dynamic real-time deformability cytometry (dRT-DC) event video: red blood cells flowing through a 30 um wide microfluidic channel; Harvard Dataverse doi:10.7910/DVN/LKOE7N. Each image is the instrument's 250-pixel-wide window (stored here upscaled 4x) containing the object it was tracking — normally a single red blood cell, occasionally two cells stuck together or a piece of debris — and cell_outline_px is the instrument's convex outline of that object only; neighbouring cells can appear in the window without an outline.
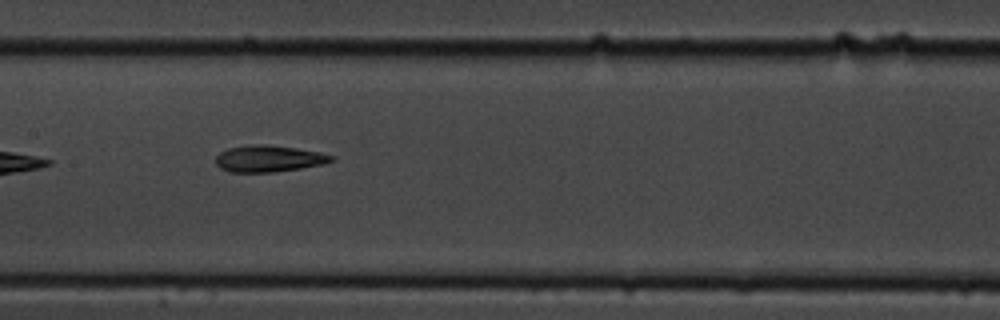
{"species": "common noctule bat (a hibernating species)", "species_latin": "Nyctalus noctula", "temperature_condition": "cold", "stored_images_in_passage": 14, "camera_frame_rate_fps": 3000, "um_per_image_px": 0.085, "animal": {"sex": "male", "body_mass_g": 19.5, "forearm_length_mm": 54.6}, "frame": {"image": 1, "passage_image": 7, "time_ms": 7.667, "image_size_px": [1000, 320], "cell_outline_px": [[336, 160], [324, 164], [300, 168], [272, 172], [228, 172], [220, 168], [216, 164], [216, 156], [220, 152], [228, 148], [252, 144], [264, 144], [296, 148], [320, 152], [332, 156]], "centroid_in_image_um": [22.83, 13.48], "position_along_channel_um": 184.6, "area_um2": 17.92}}
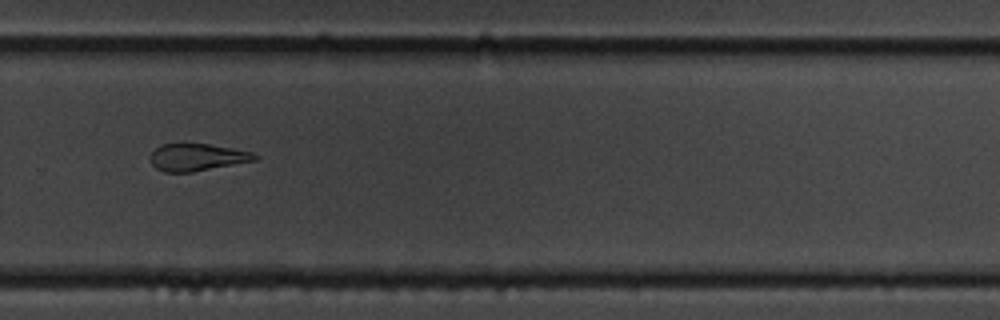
{"frame": {"image": 2, "passage_image": 10, "time_ms": 11.333, "image_size_px": [1000, 320], "cell_outline_px": [[260, 156], [256, 160], [192, 172], [164, 172], [156, 168], [152, 164], [152, 152], [160, 144], [184, 140], [232, 148], [252, 152]], "centroid_in_image_um": [16.73, 13.32], "position_along_channel_um": 313.1, "area_um2": 17.05}}
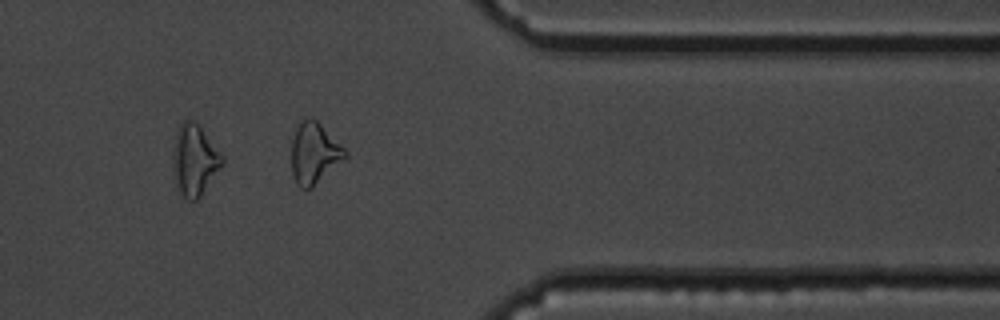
{"frame": {"image": 3, "passage_image": 12, "time_ms": 13.667, "image_size_px": [1000, 320], "cell_outline_px": [[224, 160], [200, 196], [196, 200], [188, 200], [180, 192], [176, 184], [172, 160], [172, 156], [176, 132], [180, 124], [184, 120], [192, 120], [200, 128], [224, 156]], "centroid_in_image_um": [16.5, 13.59], "position_along_channel_um": 394.9, "area_um2": 19.77}, "authors_computed_cell_mechanics": {"area_um2": 19.0162, "velocity_mm_per_s": 3.5301, "shape_relaxation_time_tau1_ms": 10.1572, "shape_relaxation_time_tau2_ms": 3.7923, "deformation_change_tau1": 0.222, "deformation_change_tau2": 0.13}}